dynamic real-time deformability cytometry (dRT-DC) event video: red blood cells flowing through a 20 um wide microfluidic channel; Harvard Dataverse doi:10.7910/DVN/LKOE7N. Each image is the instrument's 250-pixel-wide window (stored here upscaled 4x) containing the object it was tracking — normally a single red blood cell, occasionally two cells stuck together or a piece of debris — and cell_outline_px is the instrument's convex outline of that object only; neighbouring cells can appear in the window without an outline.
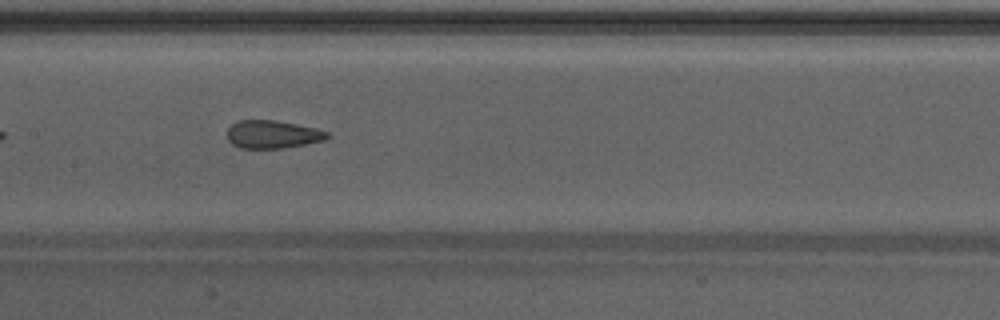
{"species": "Egyptian fruit bat (a non-hibernating species)", "species_latin": "Rousettus aegyptiacus", "temperature_condition": "warm", "stored_images_in_passage": 35, "camera_frame_rate_fps": 3000, "um_per_image_px": 0.085, "animal": {"sex": "male"}, "frame": {"image": 1, "passage_image": 11, "time_ms": 3.333, "image_size_px": [1000, 320], "cell_outline_px": [[332, 136], [324, 140], [304, 144], [280, 148], [240, 148], [232, 144], [228, 140], [228, 128], [232, 124], [240, 120], [276, 120], [316, 128], [328, 132]], "centroid_in_image_um": [23.18, 11.41], "position_along_channel_um": 184.2, "area_um2": 16.24}, "authors_computed_cell_mechanics": {"area_um2": 16.9932, "velocity_mm_per_s": 4.2974, "shape_relaxation_time_tau1_ms": null, "shape_relaxation_time_tau2_ms": 1.421, "deformation_change_tau1": null, "deformation_change_tau2": 0.0825}}